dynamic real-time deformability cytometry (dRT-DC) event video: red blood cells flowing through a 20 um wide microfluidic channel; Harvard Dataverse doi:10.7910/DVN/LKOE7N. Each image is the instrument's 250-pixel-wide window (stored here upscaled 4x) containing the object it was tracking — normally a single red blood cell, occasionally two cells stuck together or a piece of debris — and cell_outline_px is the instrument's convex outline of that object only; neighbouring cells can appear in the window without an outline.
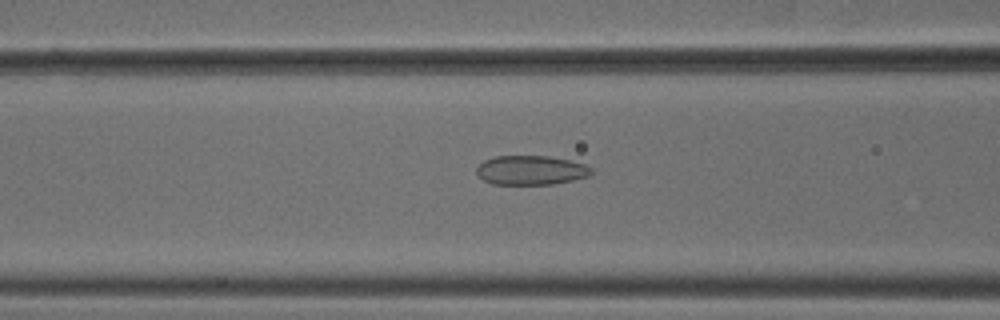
{"species": "common noctule bat (a hibernating species)", "species_latin": "Nyctalus noctula", "temperature_condition": "cold", "stored_images_in_passage": 52, "camera_frame_rate_fps": 3000, "um_per_image_px": 0.085, "animal": {"sex": "male", "body_mass_g": 18.8}, "frame": {"image": 1, "passage_image": 21, "time_ms": 6.667, "image_size_px": [1000, 320], "cell_outline_px": [[592, 172], [588, 176], [572, 180], [552, 184], [492, 184], [484, 180], [476, 172], [476, 168], [484, 160], [492, 156], [548, 156], [588, 164], [592, 168]], "centroid_in_image_um": [45.13, 14.46], "position_along_channel_um": 121.5, "area_um2": 19.59}}
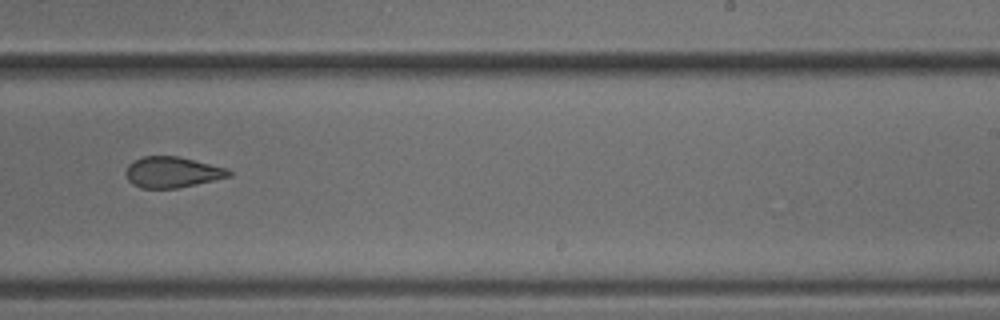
{"frame": {"image": 2, "passage_image": 33, "time_ms": 10.667, "image_size_px": [1000, 320], "cell_outline_px": [[232, 176], [196, 184], [176, 188], [140, 188], [132, 184], [128, 180], [124, 172], [128, 164], [132, 160], [144, 156], [180, 156], [228, 168], [232, 172]], "centroid_in_image_um": [14.63, 14.62], "position_along_channel_um": 274.4, "area_um2": 18.79}}
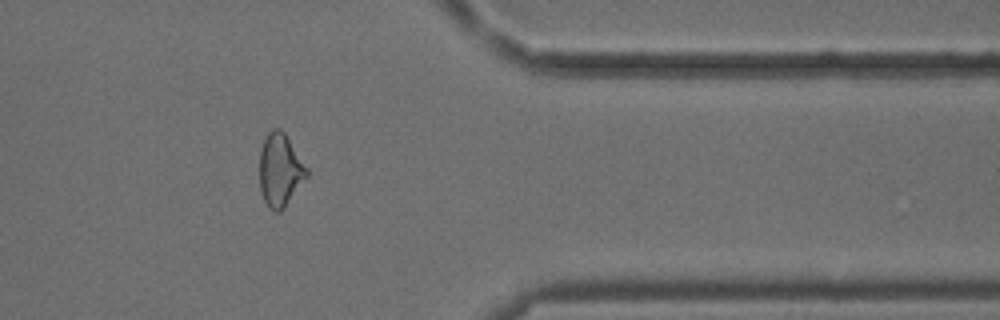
{"frame": {"image": 3, "passage_image": 43, "time_ms": 14.0, "image_size_px": [1000, 320], "cell_outline_px": [[308, 176], [284, 208], [280, 212], [276, 212], [264, 200], [260, 188], [260, 148], [268, 132], [272, 128], [280, 128], [284, 132], [308, 168]], "centroid_in_image_um": [23.82, 14.43], "position_along_channel_um": 387.6, "area_um2": 19.94}, "authors_computed_cell_mechanics": {"area_um2": 20.4612, "velocity_mm_per_s": 3.8265, "shape_relaxation_time_tau1_ms": null, "shape_relaxation_time_tau2_ms": 2.0197, "deformation_change_tau1": null, "deformation_change_tau2": 0.0822}}